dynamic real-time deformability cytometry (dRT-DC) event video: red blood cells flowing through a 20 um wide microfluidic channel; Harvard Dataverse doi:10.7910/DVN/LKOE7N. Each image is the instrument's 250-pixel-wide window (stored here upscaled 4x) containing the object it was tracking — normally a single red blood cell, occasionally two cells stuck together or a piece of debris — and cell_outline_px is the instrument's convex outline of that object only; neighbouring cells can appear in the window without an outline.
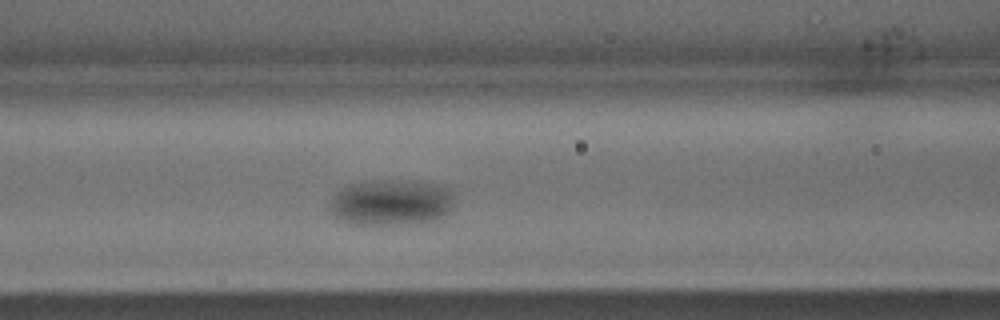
{"species": "common noctule bat (a hibernating species)", "species_latin": "Nyctalus noctula", "temperature_condition": "warm", "stored_images_in_passage": 28, "camera_frame_rate_fps": 3000, "um_per_image_px": 0.085, "animal": {"sex": "male", "body_mass_g": 15.6}, "frame": {"image": 1, "passage_image": 11, "time_ms": 3.333, "image_size_px": [1000, 320], "cell_outline_px": [[452, 208], [448, 212], [432, 220], [400, 224], [356, 224], [340, 220], [332, 212], [332, 196], [336, 192], [348, 184], [376, 180], [400, 180], [448, 188], [452, 192]], "centroid_in_image_um": [33.2, 17.21], "position_along_channel_um": 133.4, "area_um2": 32.48}}
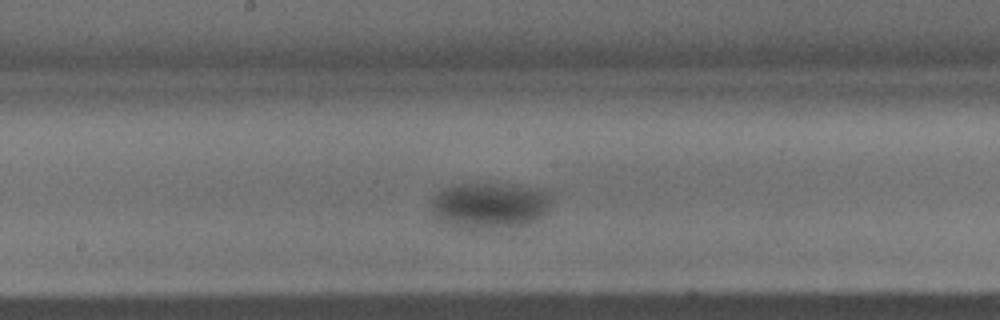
{"frame": {"image": 2, "passage_image": 15, "time_ms": 4.667, "image_size_px": [1000, 320], "cell_outline_px": [[548, 200], [544, 212], [540, 216], [528, 224], [492, 228], [460, 228], [440, 216], [432, 208], [432, 196], [444, 188], [452, 184], [484, 184], [540, 192], [548, 196]], "centroid_in_image_um": [41.5, 17.49], "position_along_channel_um": 206.7, "area_um2": 29.82}}
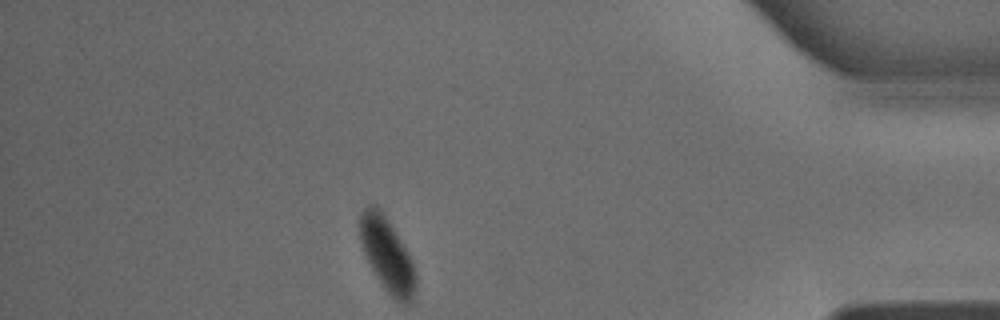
{"frame": {"image": 3, "passage_image": 28, "time_ms": 9.0, "image_size_px": [1000, 320], "cell_outline_px": [[416, 288], [412, 300], [408, 304], [400, 304], [380, 284], [360, 244], [360, 212], [368, 204], [376, 204], [384, 212], [412, 260], [416, 272]], "centroid_in_image_um": [32.91, 21.64], "position_along_channel_um": 402.3, "area_um2": 24.16}}